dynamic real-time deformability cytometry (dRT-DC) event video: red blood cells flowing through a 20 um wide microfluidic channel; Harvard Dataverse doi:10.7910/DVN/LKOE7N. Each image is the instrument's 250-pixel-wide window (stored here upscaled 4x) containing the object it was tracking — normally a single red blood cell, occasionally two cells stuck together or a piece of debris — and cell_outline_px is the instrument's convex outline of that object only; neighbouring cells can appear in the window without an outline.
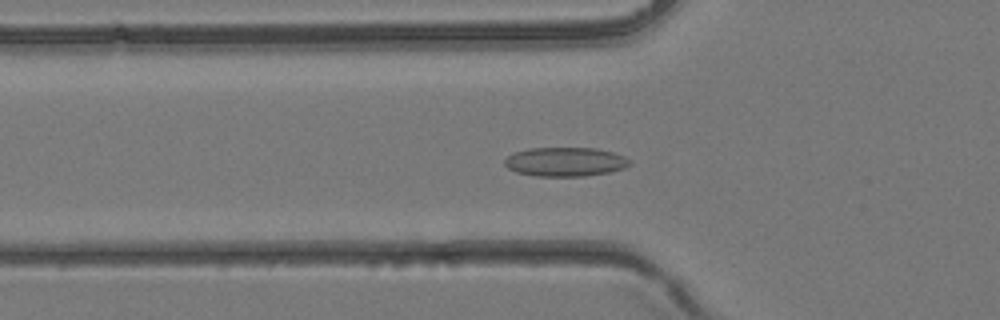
{"species": "common noctule bat (a hibernating species)", "species_latin": "Nyctalus noctula", "temperature_condition": "room temperature", "stored_images_in_passage": 40, "camera_frame_rate_fps": 3000, "um_per_image_px": 0.085, "animal": {"sex": "female", "body_mass_g": 24.6, "forearm_length_mm": 56.2}, "frame": {"image": 1, "passage_image": 14, "time_ms": 4.333, "image_size_px": [1000, 320], "cell_outline_px": [[632, 164], [624, 168], [612, 172], [584, 176], [536, 176], [516, 172], [508, 168], [504, 164], [504, 160], [512, 152], [528, 148], [596, 148], [612, 152], [624, 156]], "centroid_in_image_um": [48.03, 13.75], "position_along_channel_um": 77.8, "area_um2": 21.33}}
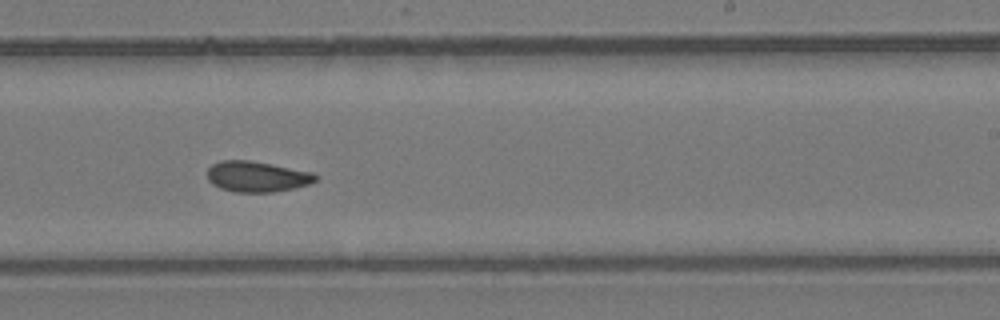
{"frame": {"image": 2, "passage_image": 25, "time_ms": 8.0, "image_size_px": [1000, 320], "cell_outline_px": [[316, 180], [308, 184], [292, 188], [272, 192], [236, 192], [220, 188], [212, 184], [208, 180], [208, 168], [212, 164], [220, 160], [248, 160], [312, 172], [316, 176]], "centroid_in_image_um": [21.78, 15.01], "position_along_channel_um": 267.2, "area_um2": 19.07}}
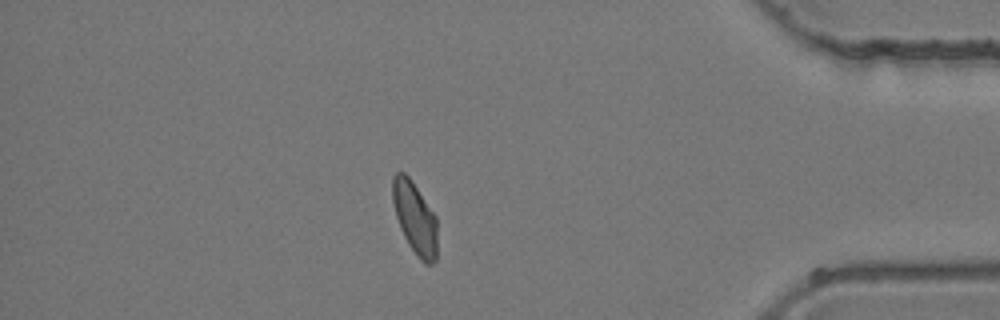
{"frame": {"image": 3, "passage_image": 35, "time_ms": 11.333, "image_size_px": [1000, 320], "cell_outline_px": [[436, 260], [432, 264], [424, 264], [420, 260], [408, 244], [400, 228], [396, 216], [392, 200], [392, 176], [396, 172], [404, 172], [412, 180], [436, 216]], "centroid_in_image_um": [35.25, 18.51], "position_along_channel_um": 399.9, "area_um2": 18.84}}